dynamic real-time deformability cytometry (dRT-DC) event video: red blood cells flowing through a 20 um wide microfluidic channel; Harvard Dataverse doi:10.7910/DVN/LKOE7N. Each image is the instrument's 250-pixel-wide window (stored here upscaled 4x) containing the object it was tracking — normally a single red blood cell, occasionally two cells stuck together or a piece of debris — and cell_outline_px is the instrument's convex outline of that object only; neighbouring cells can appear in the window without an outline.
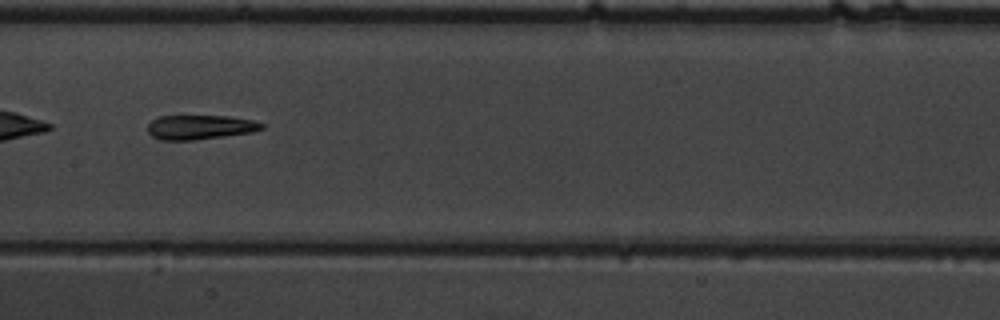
{"species": "common noctule bat (a hibernating species)", "species_latin": "Nyctalus noctula", "temperature_condition": "warm", "stored_images_in_passage": 38, "camera_frame_rate_fps": 3000, "um_per_image_px": 0.085, "animal": {"sex": "male", "body_mass_g": 19.5, "forearm_length_mm": 54.6}, "frame": {"image": 1, "passage_image": 12, "time_ms": 3.667, "image_size_px": [1000, 320], "cell_outline_px": [[264, 128], [252, 132], [224, 136], [192, 140], [160, 140], [152, 136], [148, 132], [148, 124], [152, 120], [160, 116], [228, 116], [252, 120], [264, 124]], "centroid_in_image_um": [16.99, 10.81], "position_along_channel_um": 190.4, "area_um2": 16.13}, "authors_computed_cell_mechanics": {"area_um2": 16.9932, "velocity_mm_per_s": 3.8578, "shape_relaxation_time_tau1_ms": 5.2419, "shape_relaxation_time_tau2_ms": 4.9806, "deformation_change_tau1": 0.1948, "deformation_change_tau2": 0.1704}}